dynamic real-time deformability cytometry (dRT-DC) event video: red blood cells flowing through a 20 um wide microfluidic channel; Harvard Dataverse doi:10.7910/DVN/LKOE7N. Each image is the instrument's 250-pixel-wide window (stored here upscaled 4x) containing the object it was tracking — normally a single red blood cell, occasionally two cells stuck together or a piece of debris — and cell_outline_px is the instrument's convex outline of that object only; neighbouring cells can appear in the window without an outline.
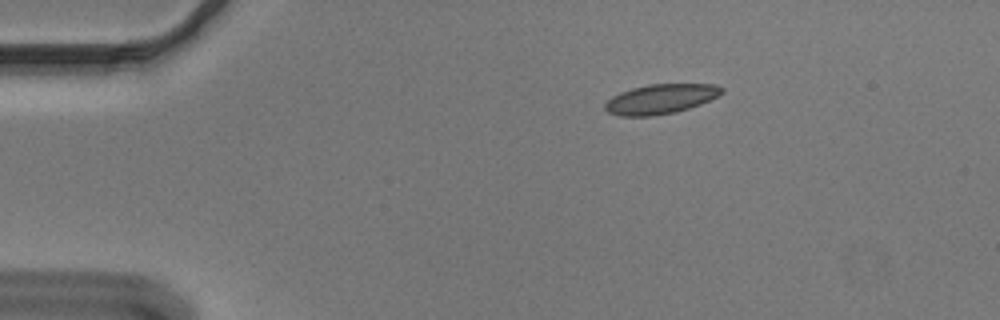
{"species": "Egyptian fruit bat (a non-hibernating species)", "species_latin": "Rousettus aegyptiacus", "temperature_condition": "cold", "stored_images_in_passage": 46, "camera_frame_rate_fps": 3000, "um_per_image_px": 0.085, "animal": {"sex": "male"}, "frame": {"image": 1, "passage_image": 1, "time_ms": 0.0, "image_size_px": [1000, 320], "cell_outline_px": [[724, 92], [700, 104], [676, 112], [652, 116], [620, 116], [608, 112], [604, 108], [604, 104], [612, 96], [620, 92], [632, 88], [648, 84], [716, 84], [724, 88]], "centroid_in_image_um": [56.13, 8.41], "position_along_channel_um": 28.9, "area_um2": 20.17}}
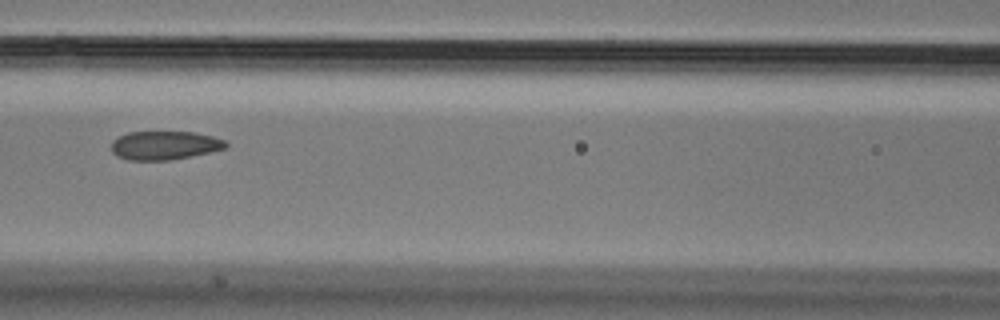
{"frame": {"image": 2, "passage_image": 16, "time_ms": 5.0, "image_size_px": [1000, 320], "cell_outline_px": [[228, 148], [168, 160], [128, 160], [116, 156], [112, 152], [112, 140], [128, 132], [192, 132], [212, 136], [224, 140], [228, 144]], "centroid_in_image_um": [13.97, 12.35], "position_along_channel_um": 152.6, "area_um2": 18.96}}
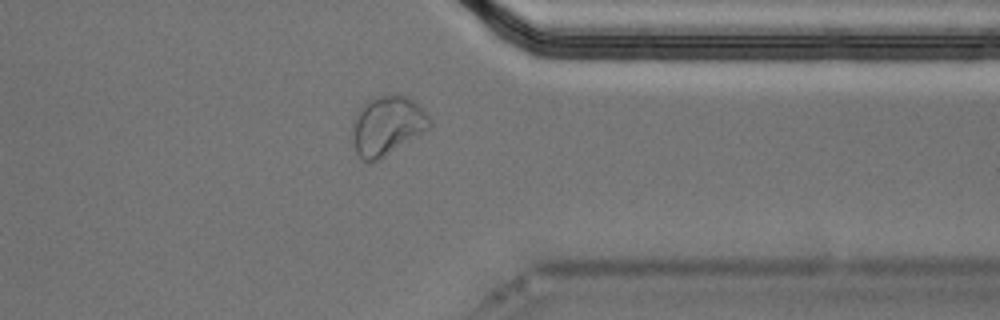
{"frame": {"image": 3, "passage_image": 35, "time_ms": 11.333, "image_size_px": [1000, 320], "cell_outline_px": [[432, 124], [428, 128], [380, 160], [364, 160], [356, 152], [352, 144], [352, 124], [356, 112], [372, 96], [396, 92], [408, 96], [420, 104], [428, 116]], "centroid_in_image_um": [32.89, 10.61], "position_along_channel_um": 378.5, "area_um2": 26.99}, "authors_computed_cell_mechanics": {"area_um2": 20.4612, "velocity_mm_per_s": 3.6444, "shape_relaxation_time_tau1_ms": 6.8302, "shape_relaxation_time_tau2_ms": 1.4085, "deformation_change_tau1": 0.1297, "deformation_change_tau2": 0.0444}}